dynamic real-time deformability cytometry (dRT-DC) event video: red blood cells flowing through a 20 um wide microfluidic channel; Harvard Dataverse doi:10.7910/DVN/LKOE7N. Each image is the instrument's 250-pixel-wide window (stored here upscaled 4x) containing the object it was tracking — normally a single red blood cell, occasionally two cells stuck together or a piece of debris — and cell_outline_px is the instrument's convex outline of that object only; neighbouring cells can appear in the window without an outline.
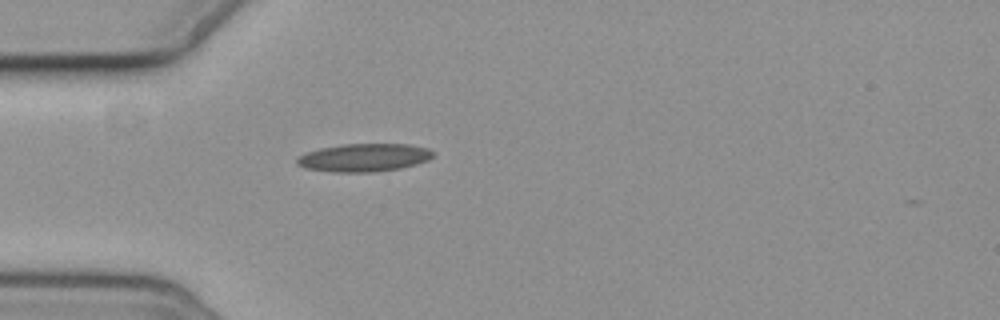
{"species": "common noctule bat (a hibernating species)", "species_latin": "Nyctalus noctula", "temperature_condition": "cold", "stored_images_in_passage": 5, "camera_frame_rate_fps": 3000, "um_per_image_px": 0.085, "animal": {"sex": "female", "body_mass_g": 19.3, "forearm_length_mm": 54.1}, "frame": {"image": 1, "passage_image": 5, "time_ms": 4.667, "image_size_px": [1000, 320], "cell_outline_px": [[432, 156], [428, 160], [416, 164], [400, 168], [376, 172], [332, 172], [304, 168], [296, 164], [296, 156], [304, 152], [320, 148], [344, 144], [408, 144], [428, 148], [432, 152]], "centroid_in_image_um": [30.87, 13.4], "position_along_channel_um": 54.1, "area_um2": 22.37}}